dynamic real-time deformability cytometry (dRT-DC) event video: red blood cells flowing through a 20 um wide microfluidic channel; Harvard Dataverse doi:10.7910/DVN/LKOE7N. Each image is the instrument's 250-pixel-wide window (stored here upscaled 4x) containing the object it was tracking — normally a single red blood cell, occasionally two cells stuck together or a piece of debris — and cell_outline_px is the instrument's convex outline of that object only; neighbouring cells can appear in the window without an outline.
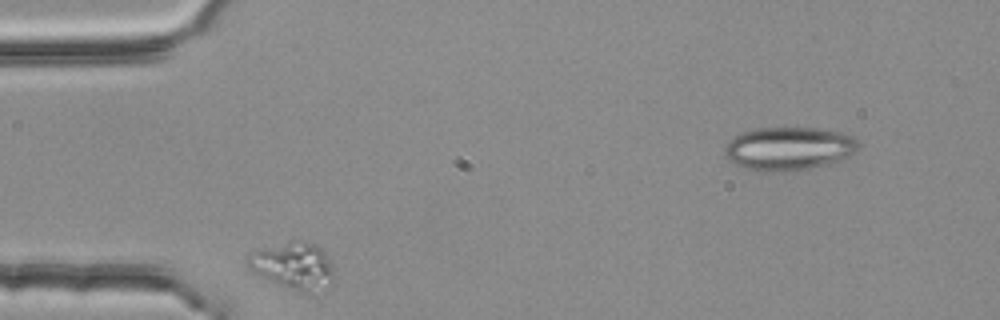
{"species": "common noctule bat (a hibernating species)", "species_latin": "Nyctalus noctula", "temperature_condition": "room temperature", "stored_images_in_passage": 6, "camera_frame_rate_fps": 3000, "um_per_image_px": 0.085, "animal": {"sex": "female", "body_mass_g": 25.1}, "frame": {"image": 1, "passage_image": 5, "time_ms": 1.333, "image_size_px": [1000, 320], "cell_outline_px": [[332, 284], [312, 296], [308, 296], [276, 284], [252, 272], [248, 268], [248, 252], [292, 240], [300, 240], [312, 244], [320, 248], [324, 252], [332, 264]], "centroid_in_image_um": [24.93, 22.64], "position_along_channel_um": 60.1, "area_um2": 24.1}}